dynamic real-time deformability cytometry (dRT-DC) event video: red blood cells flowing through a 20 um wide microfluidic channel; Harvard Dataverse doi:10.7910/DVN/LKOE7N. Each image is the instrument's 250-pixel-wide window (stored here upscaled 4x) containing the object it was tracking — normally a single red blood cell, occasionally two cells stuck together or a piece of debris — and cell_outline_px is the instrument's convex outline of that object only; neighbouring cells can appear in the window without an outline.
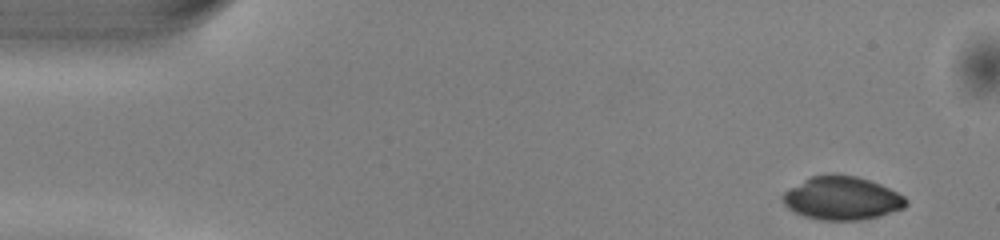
{"species": "common noctule bat (a hibernating species)", "species_latin": "Nyctalus noctula", "temperature_condition": "warm", "stored_images_in_passage": 48, "camera_frame_rate_fps": 3000, "um_per_image_px": 0.085, "animal": {"sex": "male", "body_mass_g": 13.0, "forearm_length_mm": 53.1}, "frame": {"image": 1, "passage_image": 1, "time_ms": 0.0, "image_size_px": [1000, 240], "cell_outline_px": [[908, 204], [904, 208], [880, 216], [860, 220], [820, 220], [804, 216], [788, 208], [784, 204], [784, 192], [804, 180], [812, 176], [828, 172], [832, 172], [856, 176], [880, 184], [904, 196], [908, 200]], "centroid_in_image_um": [71.59, 16.84], "position_along_channel_um": 13.4, "area_um2": 31.15}}
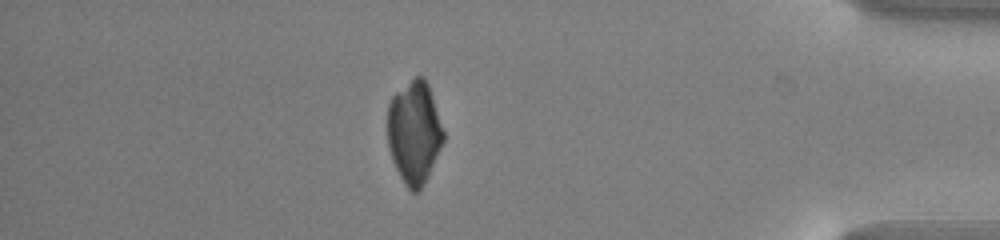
{"frame": {"image": 2, "passage_image": 41, "time_ms": 13.333, "image_size_px": [1000, 240], "cell_outline_px": [[444, 140], [428, 176], [420, 192], [412, 192], [404, 184], [392, 160], [388, 148], [388, 104], [392, 96], [396, 92], [416, 76], [424, 76], [428, 84], [444, 132]], "centroid_in_image_um": [35.2, 11.27], "position_along_channel_um": 400.0, "area_um2": 33.29}}
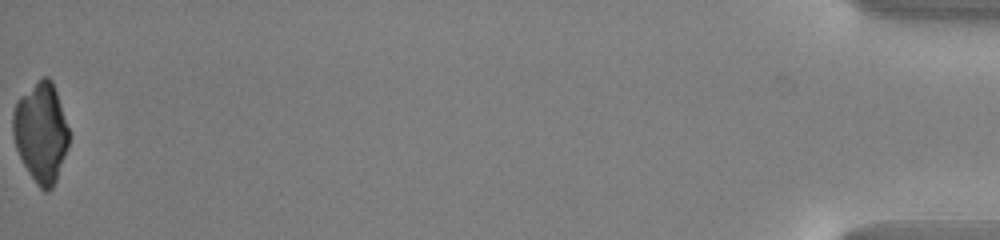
{"frame": {"image": 3, "passage_image": 48, "time_ms": 15.667, "image_size_px": [1000, 240], "cell_outline_px": [[72, 136], [68, 148], [56, 180], [52, 188], [48, 192], [44, 192], [36, 184], [28, 172], [16, 148], [12, 136], [12, 112], [16, 100], [20, 96], [44, 76], [48, 76], [52, 80]], "centroid_in_image_um": [3.49, 11.27], "position_along_channel_um": 431.7, "area_um2": 32.95}}